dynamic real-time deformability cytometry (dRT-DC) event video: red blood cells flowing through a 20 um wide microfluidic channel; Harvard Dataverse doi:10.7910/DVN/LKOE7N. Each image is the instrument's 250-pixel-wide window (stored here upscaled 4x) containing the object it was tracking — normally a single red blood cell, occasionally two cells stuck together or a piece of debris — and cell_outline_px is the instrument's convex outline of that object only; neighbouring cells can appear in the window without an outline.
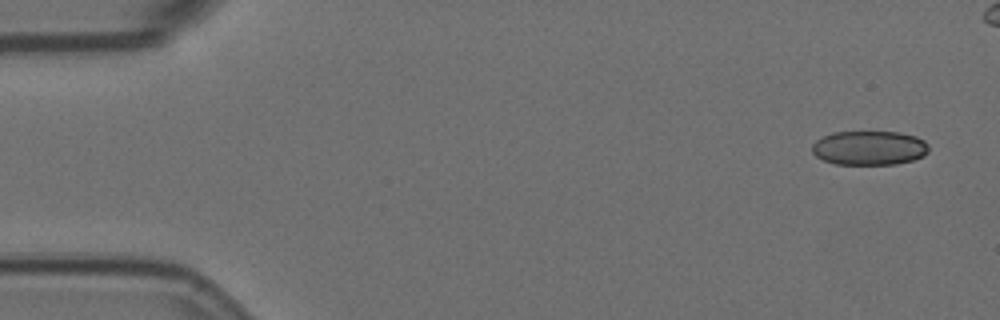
{"species": "Egyptian fruit bat (a non-hibernating species)", "species_latin": "Rousettus aegyptiacus", "temperature_condition": "room temperature", "stored_images_in_passage": 5, "camera_frame_rate_fps": 3000, "um_per_image_px": 0.085, "animal": {"sex": "female"}, "frame": {"image": 1, "passage_image": 1, "time_ms": 0.0, "image_size_px": [1000, 320], "cell_outline_px": [[928, 152], [924, 156], [912, 160], [896, 164], [836, 164], [824, 160], [816, 156], [812, 152], [812, 144], [816, 140], [832, 132], [900, 132], [916, 136], [924, 140], [928, 144]], "centroid_in_image_um": [73.9, 12.57], "position_along_channel_um": 11.1, "area_um2": 23.35}}